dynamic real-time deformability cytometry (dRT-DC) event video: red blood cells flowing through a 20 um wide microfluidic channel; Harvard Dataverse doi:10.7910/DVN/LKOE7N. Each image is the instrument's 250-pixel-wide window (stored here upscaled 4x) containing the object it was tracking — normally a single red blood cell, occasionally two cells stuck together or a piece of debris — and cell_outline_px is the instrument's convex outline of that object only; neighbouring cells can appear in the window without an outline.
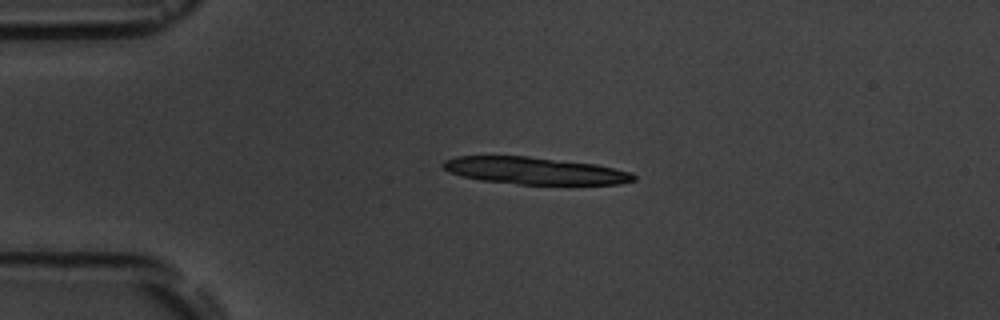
{"species": "common noctule bat (a hibernating species)", "species_latin": "Nyctalus noctula", "temperature_condition": "room temperature", "stored_images_in_passage": 5, "camera_frame_rate_fps": 3000, "um_per_image_px": 0.085, "animal": {"sex": "male", "body_mass_g": 19.5, "forearm_length_mm": 54.6}, "frame": {"image": 1, "passage_image": 3, "time_ms": 2.333, "image_size_px": [1000, 320], "cell_outline_px": [[636, 180], [620, 184], [520, 184], [480, 180], [448, 172], [440, 168], [440, 164], [444, 160], [456, 156], [528, 156], [596, 164], [632, 172], [636, 176]], "centroid_in_image_um": [45.43, 14.5], "position_along_channel_um": 39.6, "area_um2": 30.23}}